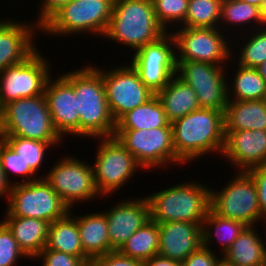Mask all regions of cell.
Listing matches in <instances>:
<instances>
[{"label":"cell","instance_id":"d6986e66","mask_svg":"<svg viewBox=\"0 0 266 266\" xmlns=\"http://www.w3.org/2000/svg\"><path fill=\"white\" fill-rule=\"evenodd\" d=\"M27 22L0 18V72L22 63L37 49L33 41L40 28Z\"/></svg>","mask_w":266,"mask_h":266},{"label":"cell","instance_id":"2e32d148","mask_svg":"<svg viewBox=\"0 0 266 266\" xmlns=\"http://www.w3.org/2000/svg\"><path fill=\"white\" fill-rule=\"evenodd\" d=\"M110 70L102 69V78L109 110L115 121L126 112L145 104L155 94L140 80L128 63Z\"/></svg>","mask_w":266,"mask_h":266},{"label":"cell","instance_id":"9a60e30c","mask_svg":"<svg viewBox=\"0 0 266 266\" xmlns=\"http://www.w3.org/2000/svg\"><path fill=\"white\" fill-rule=\"evenodd\" d=\"M227 66L177 61L176 75L197 94L200 107L225 111L228 103Z\"/></svg>","mask_w":266,"mask_h":266},{"label":"cell","instance_id":"d6a6232c","mask_svg":"<svg viewBox=\"0 0 266 266\" xmlns=\"http://www.w3.org/2000/svg\"><path fill=\"white\" fill-rule=\"evenodd\" d=\"M222 0H189L184 22L179 27L219 28Z\"/></svg>","mask_w":266,"mask_h":266},{"label":"cell","instance_id":"ffe728a7","mask_svg":"<svg viewBox=\"0 0 266 266\" xmlns=\"http://www.w3.org/2000/svg\"><path fill=\"white\" fill-rule=\"evenodd\" d=\"M221 156H225L236 171L266 165V130L229 131Z\"/></svg>","mask_w":266,"mask_h":266},{"label":"cell","instance_id":"8fae6325","mask_svg":"<svg viewBox=\"0 0 266 266\" xmlns=\"http://www.w3.org/2000/svg\"><path fill=\"white\" fill-rule=\"evenodd\" d=\"M95 162L92 164L96 188L100 196L107 197L119 191L143 167L114 136L98 138ZM127 182V183H126Z\"/></svg>","mask_w":266,"mask_h":266},{"label":"cell","instance_id":"30bf717a","mask_svg":"<svg viewBox=\"0 0 266 266\" xmlns=\"http://www.w3.org/2000/svg\"><path fill=\"white\" fill-rule=\"evenodd\" d=\"M114 137L135 157L143 169H161L170 164H183L176 157L172 127L150 130L115 129Z\"/></svg>","mask_w":266,"mask_h":266},{"label":"cell","instance_id":"7dc6e473","mask_svg":"<svg viewBox=\"0 0 266 266\" xmlns=\"http://www.w3.org/2000/svg\"><path fill=\"white\" fill-rule=\"evenodd\" d=\"M258 73L264 78L266 81V61L260 64L257 68Z\"/></svg>","mask_w":266,"mask_h":266},{"label":"cell","instance_id":"e575fe53","mask_svg":"<svg viewBox=\"0 0 266 266\" xmlns=\"http://www.w3.org/2000/svg\"><path fill=\"white\" fill-rule=\"evenodd\" d=\"M251 33V34H250ZM249 39L241 45L238 53V65L247 68H257L266 61V26L249 32Z\"/></svg>","mask_w":266,"mask_h":266},{"label":"cell","instance_id":"ba28073f","mask_svg":"<svg viewBox=\"0 0 266 266\" xmlns=\"http://www.w3.org/2000/svg\"><path fill=\"white\" fill-rule=\"evenodd\" d=\"M225 187L210 191V209L220 217L255 226L261 221L256 185L246 171H235ZM215 190V191H214ZM259 221V222H258Z\"/></svg>","mask_w":266,"mask_h":266},{"label":"cell","instance_id":"ac0fdd59","mask_svg":"<svg viewBox=\"0 0 266 266\" xmlns=\"http://www.w3.org/2000/svg\"><path fill=\"white\" fill-rule=\"evenodd\" d=\"M49 77L44 94L48 103L53 125L59 135L79 136V111H77V97L73 86L60 75L53 80ZM68 134V135H67Z\"/></svg>","mask_w":266,"mask_h":266},{"label":"cell","instance_id":"f1b7e54d","mask_svg":"<svg viewBox=\"0 0 266 266\" xmlns=\"http://www.w3.org/2000/svg\"><path fill=\"white\" fill-rule=\"evenodd\" d=\"M246 227L244 223L220 217L210 209L202 225L203 245L211 249L209 245L215 238L224 255Z\"/></svg>","mask_w":266,"mask_h":266},{"label":"cell","instance_id":"7402d4cb","mask_svg":"<svg viewBox=\"0 0 266 266\" xmlns=\"http://www.w3.org/2000/svg\"><path fill=\"white\" fill-rule=\"evenodd\" d=\"M12 232L19 247L32 261L45 248L49 223L37 218L4 216L1 220Z\"/></svg>","mask_w":266,"mask_h":266},{"label":"cell","instance_id":"681fc988","mask_svg":"<svg viewBox=\"0 0 266 266\" xmlns=\"http://www.w3.org/2000/svg\"><path fill=\"white\" fill-rule=\"evenodd\" d=\"M240 1L247 2L249 4L255 5L258 8H260V6L262 4V0H240Z\"/></svg>","mask_w":266,"mask_h":266},{"label":"cell","instance_id":"c3c4849f","mask_svg":"<svg viewBox=\"0 0 266 266\" xmlns=\"http://www.w3.org/2000/svg\"><path fill=\"white\" fill-rule=\"evenodd\" d=\"M259 9H260L261 16L266 23V0H262V4Z\"/></svg>","mask_w":266,"mask_h":266},{"label":"cell","instance_id":"603a6c76","mask_svg":"<svg viewBox=\"0 0 266 266\" xmlns=\"http://www.w3.org/2000/svg\"><path fill=\"white\" fill-rule=\"evenodd\" d=\"M266 130V100H228L224 111V134L229 131Z\"/></svg>","mask_w":266,"mask_h":266},{"label":"cell","instance_id":"d4e9b609","mask_svg":"<svg viewBox=\"0 0 266 266\" xmlns=\"http://www.w3.org/2000/svg\"><path fill=\"white\" fill-rule=\"evenodd\" d=\"M156 96L162 103L166 118L170 123L201 108L194 89L176 74Z\"/></svg>","mask_w":266,"mask_h":266},{"label":"cell","instance_id":"52a82bcc","mask_svg":"<svg viewBox=\"0 0 266 266\" xmlns=\"http://www.w3.org/2000/svg\"><path fill=\"white\" fill-rule=\"evenodd\" d=\"M8 199L4 216L37 218L50 224L70 212L43 175L34 181L13 184Z\"/></svg>","mask_w":266,"mask_h":266},{"label":"cell","instance_id":"9c48e42d","mask_svg":"<svg viewBox=\"0 0 266 266\" xmlns=\"http://www.w3.org/2000/svg\"><path fill=\"white\" fill-rule=\"evenodd\" d=\"M170 31L176 44L177 61H198L215 65L228 66L233 60L232 40L222 34L220 28L179 27ZM221 31V32H220ZM173 32V33H172ZM230 42H229V41ZM231 47V48H230Z\"/></svg>","mask_w":266,"mask_h":266},{"label":"cell","instance_id":"3957f363","mask_svg":"<svg viewBox=\"0 0 266 266\" xmlns=\"http://www.w3.org/2000/svg\"><path fill=\"white\" fill-rule=\"evenodd\" d=\"M210 191L211 188L194 180L147 194L150 219L158 224L172 221L203 224L210 210Z\"/></svg>","mask_w":266,"mask_h":266},{"label":"cell","instance_id":"f35d334b","mask_svg":"<svg viewBox=\"0 0 266 266\" xmlns=\"http://www.w3.org/2000/svg\"><path fill=\"white\" fill-rule=\"evenodd\" d=\"M42 266H84L85 263L77 256L44 248L36 257ZM40 258V259H39Z\"/></svg>","mask_w":266,"mask_h":266},{"label":"cell","instance_id":"d590c367","mask_svg":"<svg viewBox=\"0 0 266 266\" xmlns=\"http://www.w3.org/2000/svg\"><path fill=\"white\" fill-rule=\"evenodd\" d=\"M0 162L8 181L12 185L17 183H26L40 178L35 175L36 173L29 167L28 163H25V161L21 157V154H17L15 150L1 137ZM12 173L15 176L24 177L23 180H21V182L15 181L13 183L12 181H10L12 180L11 177H9L12 175Z\"/></svg>","mask_w":266,"mask_h":266},{"label":"cell","instance_id":"e0dca14e","mask_svg":"<svg viewBox=\"0 0 266 266\" xmlns=\"http://www.w3.org/2000/svg\"><path fill=\"white\" fill-rule=\"evenodd\" d=\"M108 224L110 252L120 247L150 221V207L145 196L119 201L104 211Z\"/></svg>","mask_w":266,"mask_h":266},{"label":"cell","instance_id":"b9f144b4","mask_svg":"<svg viewBox=\"0 0 266 266\" xmlns=\"http://www.w3.org/2000/svg\"><path fill=\"white\" fill-rule=\"evenodd\" d=\"M214 252V249L201 245L182 262V266H214L220 257Z\"/></svg>","mask_w":266,"mask_h":266},{"label":"cell","instance_id":"1f68e13d","mask_svg":"<svg viewBox=\"0 0 266 266\" xmlns=\"http://www.w3.org/2000/svg\"><path fill=\"white\" fill-rule=\"evenodd\" d=\"M235 71L233 73L235 76L232 80V86L231 81L230 84L228 82L230 86L227 88L228 100L246 101L266 99V81L258 73L256 68H247L238 65Z\"/></svg>","mask_w":266,"mask_h":266},{"label":"cell","instance_id":"5bb4252c","mask_svg":"<svg viewBox=\"0 0 266 266\" xmlns=\"http://www.w3.org/2000/svg\"><path fill=\"white\" fill-rule=\"evenodd\" d=\"M38 50L22 63L0 72V108L21 98L44 94L46 82L52 76L49 68L52 65Z\"/></svg>","mask_w":266,"mask_h":266},{"label":"cell","instance_id":"ab89813d","mask_svg":"<svg viewBox=\"0 0 266 266\" xmlns=\"http://www.w3.org/2000/svg\"><path fill=\"white\" fill-rule=\"evenodd\" d=\"M246 172L252 177L256 185L261 220H264V224H266V165L251 168Z\"/></svg>","mask_w":266,"mask_h":266},{"label":"cell","instance_id":"f907efd6","mask_svg":"<svg viewBox=\"0 0 266 266\" xmlns=\"http://www.w3.org/2000/svg\"><path fill=\"white\" fill-rule=\"evenodd\" d=\"M261 266H266V254H265L264 258H263V262H262Z\"/></svg>","mask_w":266,"mask_h":266},{"label":"cell","instance_id":"277c9868","mask_svg":"<svg viewBox=\"0 0 266 266\" xmlns=\"http://www.w3.org/2000/svg\"><path fill=\"white\" fill-rule=\"evenodd\" d=\"M167 33L158 23L152 0H115L104 38L137 51Z\"/></svg>","mask_w":266,"mask_h":266},{"label":"cell","instance_id":"484cf974","mask_svg":"<svg viewBox=\"0 0 266 266\" xmlns=\"http://www.w3.org/2000/svg\"><path fill=\"white\" fill-rule=\"evenodd\" d=\"M71 210L65 217L49 224L45 248L77 256L85 264L90 263L84 254L77 220Z\"/></svg>","mask_w":266,"mask_h":266},{"label":"cell","instance_id":"f546056e","mask_svg":"<svg viewBox=\"0 0 266 266\" xmlns=\"http://www.w3.org/2000/svg\"><path fill=\"white\" fill-rule=\"evenodd\" d=\"M159 238L158 223L150 220L139 228L118 251L124 256L144 262L158 254Z\"/></svg>","mask_w":266,"mask_h":266},{"label":"cell","instance_id":"74e56055","mask_svg":"<svg viewBox=\"0 0 266 266\" xmlns=\"http://www.w3.org/2000/svg\"><path fill=\"white\" fill-rule=\"evenodd\" d=\"M23 257L24 260L29 258L19 247L12 232L0 221V266H16Z\"/></svg>","mask_w":266,"mask_h":266},{"label":"cell","instance_id":"7a4b0ae2","mask_svg":"<svg viewBox=\"0 0 266 266\" xmlns=\"http://www.w3.org/2000/svg\"><path fill=\"white\" fill-rule=\"evenodd\" d=\"M170 124L176 157L183 164L208 153L219 152L222 155L225 145L224 111L200 108Z\"/></svg>","mask_w":266,"mask_h":266},{"label":"cell","instance_id":"44dd1931","mask_svg":"<svg viewBox=\"0 0 266 266\" xmlns=\"http://www.w3.org/2000/svg\"><path fill=\"white\" fill-rule=\"evenodd\" d=\"M202 225L182 221L159 223L158 254L183 262L191 253L203 245Z\"/></svg>","mask_w":266,"mask_h":266},{"label":"cell","instance_id":"816d5d0a","mask_svg":"<svg viewBox=\"0 0 266 266\" xmlns=\"http://www.w3.org/2000/svg\"><path fill=\"white\" fill-rule=\"evenodd\" d=\"M84 266H92L91 263H86Z\"/></svg>","mask_w":266,"mask_h":266},{"label":"cell","instance_id":"836d02e7","mask_svg":"<svg viewBox=\"0 0 266 266\" xmlns=\"http://www.w3.org/2000/svg\"><path fill=\"white\" fill-rule=\"evenodd\" d=\"M3 138L17 154H21V157L28 163L29 167L37 174L38 170L42 166L43 159L45 158L46 150L52 147L45 141H38L34 139L22 138L19 136H0Z\"/></svg>","mask_w":266,"mask_h":266},{"label":"cell","instance_id":"f6af8a7d","mask_svg":"<svg viewBox=\"0 0 266 266\" xmlns=\"http://www.w3.org/2000/svg\"><path fill=\"white\" fill-rule=\"evenodd\" d=\"M11 188L12 184L8 181L5 172L1 167V162H0V197L1 198L5 197L8 200Z\"/></svg>","mask_w":266,"mask_h":266},{"label":"cell","instance_id":"4fadbf2b","mask_svg":"<svg viewBox=\"0 0 266 266\" xmlns=\"http://www.w3.org/2000/svg\"><path fill=\"white\" fill-rule=\"evenodd\" d=\"M129 63L140 80L155 95L164 89L177 73L176 44L171 32L157 41L140 47Z\"/></svg>","mask_w":266,"mask_h":266},{"label":"cell","instance_id":"ee69618b","mask_svg":"<svg viewBox=\"0 0 266 266\" xmlns=\"http://www.w3.org/2000/svg\"><path fill=\"white\" fill-rule=\"evenodd\" d=\"M143 266H182V262L156 254L143 262Z\"/></svg>","mask_w":266,"mask_h":266},{"label":"cell","instance_id":"4dcf8cb0","mask_svg":"<svg viewBox=\"0 0 266 266\" xmlns=\"http://www.w3.org/2000/svg\"><path fill=\"white\" fill-rule=\"evenodd\" d=\"M219 23V25H221L219 27L221 29L225 28V32L230 30V26H234V28L237 26V29L241 28L242 31L244 28H246L245 26H250L249 29L251 30L266 26V23L261 16L260 9L255 5L240 0H222ZM228 23L231 25H229ZM225 25L226 27L229 26V28H226Z\"/></svg>","mask_w":266,"mask_h":266},{"label":"cell","instance_id":"5b68a950","mask_svg":"<svg viewBox=\"0 0 266 266\" xmlns=\"http://www.w3.org/2000/svg\"><path fill=\"white\" fill-rule=\"evenodd\" d=\"M0 136L45 141L52 147L64 140L53 125L45 94L3 105L0 108Z\"/></svg>","mask_w":266,"mask_h":266},{"label":"cell","instance_id":"6da1fadb","mask_svg":"<svg viewBox=\"0 0 266 266\" xmlns=\"http://www.w3.org/2000/svg\"><path fill=\"white\" fill-rule=\"evenodd\" d=\"M62 76L73 86L79 111V136L112 137L116 121L109 110L102 78V69L88 64Z\"/></svg>","mask_w":266,"mask_h":266},{"label":"cell","instance_id":"60d3db41","mask_svg":"<svg viewBox=\"0 0 266 266\" xmlns=\"http://www.w3.org/2000/svg\"><path fill=\"white\" fill-rule=\"evenodd\" d=\"M92 266H143V262L112 251L90 260Z\"/></svg>","mask_w":266,"mask_h":266},{"label":"cell","instance_id":"8d00e7d4","mask_svg":"<svg viewBox=\"0 0 266 266\" xmlns=\"http://www.w3.org/2000/svg\"><path fill=\"white\" fill-rule=\"evenodd\" d=\"M158 23L169 32L168 26L182 24L188 11L189 0H152ZM174 23V24H173Z\"/></svg>","mask_w":266,"mask_h":266},{"label":"cell","instance_id":"7c38bea8","mask_svg":"<svg viewBox=\"0 0 266 266\" xmlns=\"http://www.w3.org/2000/svg\"><path fill=\"white\" fill-rule=\"evenodd\" d=\"M47 171L44 179L72 209L77 202L93 201L100 195L96 188L94 170L91 163L74 156H63ZM73 206V207H72Z\"/></svg>","mask_w":266,"mask_h":266},{"label":"cell","instance_id":"4316f807","mask_svg":"<svg viewBox=\"0 0 266 266\" xmlns=\"http://www.w3.org/2000/svg\"><path fill=\"white\" fill-rule=\"evenodd\" d=\"M255 228L247 226L222 256L235 266H261L266 242Z\"/></svg>","mask_w":266,"mask_h":266},{"label":"cell","instance_id":"cb8c5ba5","mask_svg":"<svg viewBox=\"0 0 266 266\" xmlns=\"http://www.w3.org/2000/svg\"><path fill=\"white\" fill-rule=\"evenodd\" d=\"M75 216L85 256L92 260L110 252L108 224L104 212Z\"/></svg>","mask_w":266,"mask_h":266},{"label":"cell","instance_id":"7bdbcfd3","mask_svg":"<svg viewBox=\"0 0 266 266\" xmlns=\"http://www.w3.org/2000/svg\"><path fill=\"white\" fill-rule=\"evenodd\" d=\"M71 0H42L39 4V13L37 20L34 19L35 24L41 28L57 11L63 6L67 5Z\"/></svg>","mask_w":266,"mask_h":266},{"label":"cell","instance_id":"bcb514c9","mask_svg":"<svg viewBox=\"0 0 266 266\" xmlns=\"http://www.w3.org/2000/svg\"><path fill=\"white\" fill-rule=\"evenodd\" d=\"M214 266H235V265L229 262L225 257L221 255V257L218 258Z\"/></svg>","mask_w":266,"mask_h":266},{"label":"cell","instance_id":"83f0119b","mask_svg":"<svg viewBox=\"0 0 266 266\" xmlns=\"http://www.w3.org/2000/svg\"><path fill=\"white\" fill-rule=\"evenodd\" d=\"M171 127L159 98L154 95L145 104L123 114L115 129H148Z\"/></svg>","mask_w":266,"mask_h":266},{"label":"cell","instance_id":"8992f818","mask_svg":"<svg viewBox=\"0 0 266 266\" xmlns=\"http://www.w3.org/2000/svg\"><path fill=\"white\" fill-rule=\"evenodd\" d=\"M114 2L115 0H71L40 28V34L69 37L88 33L89 36L97 34V37H103L113 14Z\"/></svg>","mask_w":266,"mask_h":266}]
</instances>
